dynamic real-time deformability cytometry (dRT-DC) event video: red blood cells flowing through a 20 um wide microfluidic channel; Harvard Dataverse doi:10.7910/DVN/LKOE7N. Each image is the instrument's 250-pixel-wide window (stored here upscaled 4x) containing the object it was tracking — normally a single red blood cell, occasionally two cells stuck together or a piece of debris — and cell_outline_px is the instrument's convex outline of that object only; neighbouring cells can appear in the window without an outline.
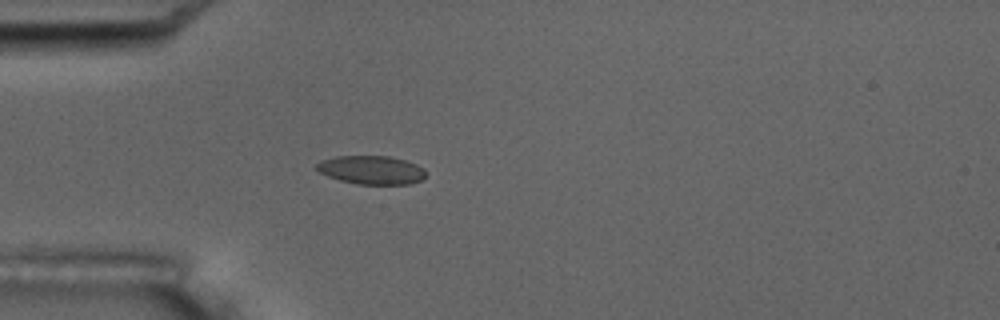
{"species": "common noctule bat (a hibernating species)", "species_latin": "Nyctalus noctula", "temperature_condition": "room temperature", "stored_images_in_passage": 6, "camera_frame_rate_fps": 3000, "um_per_image_px": 0.085, "animal": {"sex": "male", "body_mass_g": 17.5, "forearm_length_mm": 52.3}, "frame": {"image": 1, "passage_image": 6, "time_ms": 5.667, "image_size_px": [1000, 320], "cell_outline_px": [[424, 176], [420, 180], [408, 184], [356, 184], [340, 180], [328, 176], [320, 172], [316, 168], [316, 164], [320, 160], [336, 156], [388, 156], [404, 160], [416, 164], [424, 168]], "centroid_in_image_um": [31.54, 14.44], "position_along_channel_um": 53.5, "area_um2": 18.03}}